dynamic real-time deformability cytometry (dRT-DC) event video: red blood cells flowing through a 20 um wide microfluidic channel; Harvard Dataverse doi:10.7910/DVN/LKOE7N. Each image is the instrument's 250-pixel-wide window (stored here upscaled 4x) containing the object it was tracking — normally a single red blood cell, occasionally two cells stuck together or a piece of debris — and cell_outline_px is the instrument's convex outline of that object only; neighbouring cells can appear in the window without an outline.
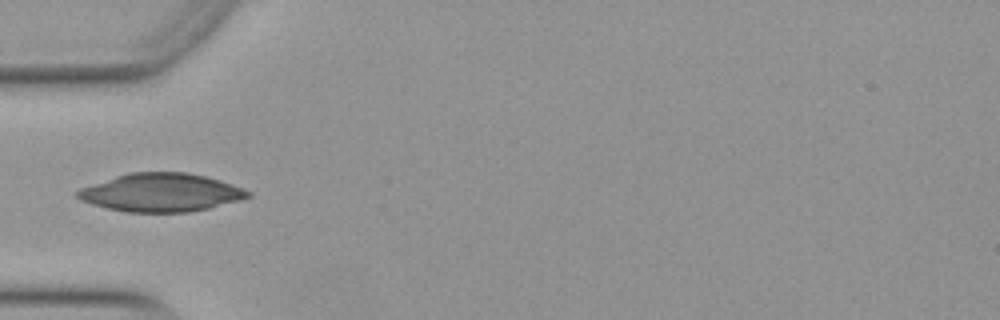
{"species": "Egyptian fruit bat (a non-hibernating species)", "species_latin": "Rousettus aegyptiacus", "temperature_condition": "warm", "stored_images_in_passage": 23, "camera_frame_rate_fps": 3000, "um_per_image_px": 0.085, "animal": {"sex": "female"}, "frame": {"image": 1, "passage_image": 1, "time_ms": 0.0, "image_size_px": [1000, 320], "cell_outline_px": [[252, 196], [240, 200], [208, 208], [188, 212], [124, 212], [92, 204], [80, 200], [76, 196], [76, 192], [80, 188], [128, 172], [188, 172], [220, 180], [232, 184], [252, 192]], "centroid_in_image_um": [13.69, 16.36], "position_along_channel_um": 71.3, "area_um2": 37.92}, "authors_computed_cell_mechanics": {"area_um2": 20.808, "velocity_mm_per_s": 3.9894, "shape_relaxation_time_tau1_ms": null, "shape_relaxation_time_tau2_ms": 4.1637, "deformation_change_tau1": null, "deformation_change_tau2": 0.1272}}